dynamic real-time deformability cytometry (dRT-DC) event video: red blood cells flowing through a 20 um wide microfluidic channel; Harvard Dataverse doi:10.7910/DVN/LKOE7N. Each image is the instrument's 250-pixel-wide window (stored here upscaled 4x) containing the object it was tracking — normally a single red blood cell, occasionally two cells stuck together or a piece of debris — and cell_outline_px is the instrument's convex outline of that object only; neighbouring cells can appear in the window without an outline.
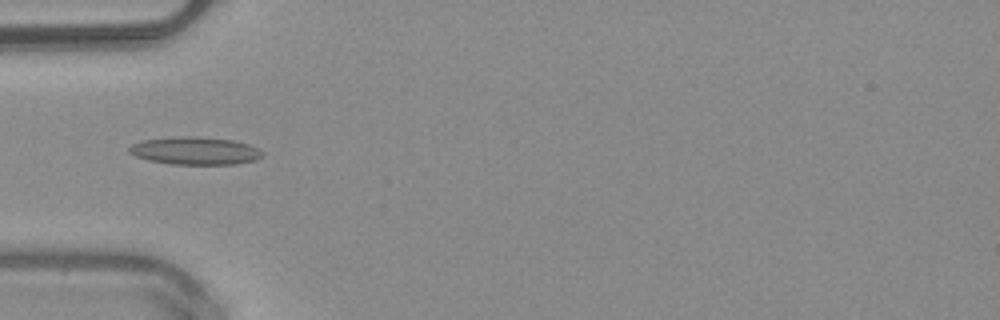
{"species": "common noctule bat (a hibernating species)", "species_latin": "Nyctalus noctula", "temperature_condition": "warm", "stored_images_in_passage": 10, "camera_frame_rate_fps": 3000, "um_per_image_px": 0.085, "animal": {"sex": "male", "body_mass_g": 20.4}, "frame": {"image": 1, "passage_image": 4, "time_ms": 1.0, "image_size_px": [1000, 320], "cell_outline_px": [[264, 156], [256, 160], [236, 164], [172, 164], [148, 160], [136, 156], [128, 152], [128, 148], [132, 144], [140, 140], [172, 136], [196, 136], [232, 140], [248, 144], [264, 152]], "centroid_in_image_um": [16.56, 12.81], "position_along_channel_um": 68.4, "area_um2": 21.73}}